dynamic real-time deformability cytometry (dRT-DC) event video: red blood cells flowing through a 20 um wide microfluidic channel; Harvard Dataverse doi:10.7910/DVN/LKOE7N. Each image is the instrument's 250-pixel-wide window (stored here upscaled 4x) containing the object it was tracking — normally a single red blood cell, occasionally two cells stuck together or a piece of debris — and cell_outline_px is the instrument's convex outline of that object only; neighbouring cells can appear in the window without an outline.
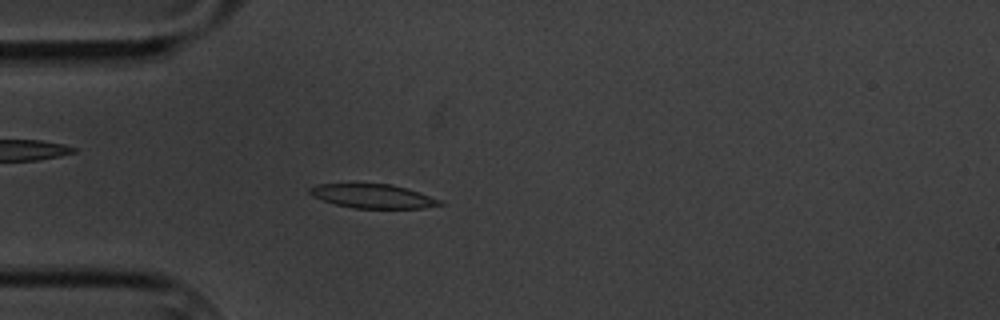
{"species": "common noctule bat (a hibernating species)", "species_latin": "Nyctalus noctula", "temperature_condition": "cold", "stored_images_in_passage": 4, "camera_frame_rate_fps": 3000, "um_per_image_px": 0.085, "animal": {"sex": "male", "body_mass_g": 20.1, "forearm_length_mm": 53.5}, "frame": {"image": 1, "passage_image": 4, "time_ms": 3.667, "image_size_px": [1000, 320], "cell_outline_px": [[444, 204], [424, 208], [352, 208], [336, 204], [312, 196], [308, 192], [308, 188], [316, 184], [392, 184], [420, 192], [440, 200]], "centroid_in_image_um": [31.69, 16.67], "position_along_channel_um": 53.3, "area_um2": 18.09}}